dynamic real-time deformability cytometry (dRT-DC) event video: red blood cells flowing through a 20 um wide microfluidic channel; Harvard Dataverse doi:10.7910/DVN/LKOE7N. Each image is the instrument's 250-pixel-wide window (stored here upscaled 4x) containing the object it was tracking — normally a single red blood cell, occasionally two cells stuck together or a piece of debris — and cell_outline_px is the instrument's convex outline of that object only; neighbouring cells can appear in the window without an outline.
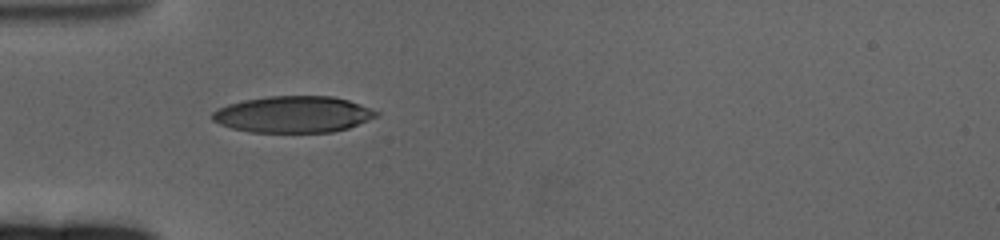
{"species": "human", "species_latin": "Homo sapiens", "temperature_condition": "cold", "stored_images_in_passage": 5, "camera_frame_rate_fps": 3000, "um_per_image_px": 0.085, "donor": {"sex": "female"}, "frame": {"image": 1, "passage_image": 1, "time_ms": 0.0, "image_size_px": [1000, 240], "cell_outline_px": [[380, 112], [376, 116], [348, 128], [332, 132], [252, 132], [232, 128], [220, 124], [212, 120], [212, 112], [216, 108], [228, 104], [244, 100], [268, 96], [332, 96], [348, 100]], "centroid_in_image_um": [24.88, 9.72], "position_along_channel_um": 60.1, "area_um2": 34.68}}
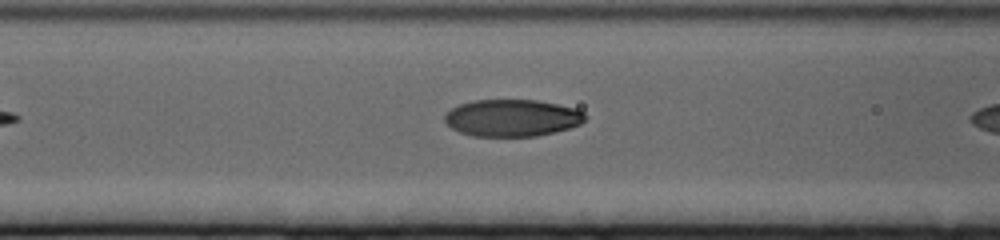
{"frame": {"image": 2, "passage_image": 3, "time_ms": 0.667, "image_size_px": [1000, 240], "cell_outline_px": [[588, 116], [580, 124], [568, 128], [536, 136], [472, 136], [460, 132], [452, 128], [444, 120], [444, 116], [452, 108], [460, 104], [472, 100], [536, 100], [576, 108], [584, 112]], "centroid_in_image_um": [43.53, 10.02], "position_along_channel_um": 123.1, "area_um2": 30.17}}